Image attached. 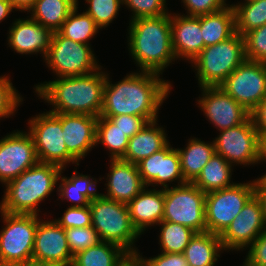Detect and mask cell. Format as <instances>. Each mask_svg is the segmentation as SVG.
I'll use <instances>...</instances> for the list:
<instances>
[{
    "instance_id": "6da1fadb",
    "label": "cell",
    "mask_w": 266,
    "mask_h": 266,
    "mask_svg": "<svg viewBox=\"0 0 266 266\" xmlns=\"http://www.w3.org/2000/svg\"><path fill=\"white\" fill-rule=\"evenodd\" d=\"M106 76L100 116L134 115L158 120L160 106L170 94L171 82L152 72H132L112 84ZM169 93V94H168Z\"/></svg>"
},
{
    "instance_id": "7a4b0ae2",
    "label": "cell",
    "mask_w": 266,
    "mask_h": 266,
    "mask_svg": "<svg viewBox=\"0 0 266 266\" xmlns=\"http://www.w3.org/2000/svg\"><path fill=\"white\" fill-rule=\"evenodd\" d=\"M100 68L84 76L59 77L38 83V97L52 105L50 113L86 114L99 117L103 107L107 73Z\"/></svg>"
},
{
    "instance_id": "3957f363",
    "label": "cell",
    "mask_w": 266,
    "mask_h": 266,
    "mask_svg": "<svg viewBox=\"0 0 266 266\" xmlns=\"http://www.w3.org/2000/svg\"><path fill=\"white\" fill-rule=\"evenodd\" d=\"M171 14L130 21L128 51L140 67L139 71L162 75L164 69L176 60L172 46Z\"/></svg>"
},
{
    "instance_id": "277c9868",
    "label": "cell",
    "mask_w": 266,
    "mask_h": 266,
    "mask_svg": "<svg viewBox=\"0 0 266 266\" xmlns=\"http://www.w3.org/2000/svg\"><path fill=\"white\" fill-rule=\"evenodd\" d=\"M62 168L47 163H38L8 182L0 210L9 214L39 215V203L47 198L58 185Z\"/></svg>"
},
{
    "instance_id": "5b68a950",
    "label": "cell",
    "mask_w": 266,
    "mask_h": 266,
    "mask_svg": "<svg viewBox=\"0 0 266 266\" xmlns=\"http://www.w3.org/2000/svg\"><path fill=\"white\" fill-rule=\"evenodd\" d=\"M89 207L91 226L101 241L117 244L131 256L139 251L134 244L141 234L131 222L127 204L113 201L100 193L90 201Z\"/></svg>"
},
{
    "instance_id": "8992f818",
    "label": "cell",
    "mask_w": 266,
    "mask_h": 266,
    "mask_svg": "<svg viewBox=\"0 0 266 266\" xmlns=\"http://www.w3.org/2000/svg\"><path fill=\"white\" fill-rule=\"evenodd\" d=\"M245 60L244 37L235 32L222 42L204 47L191 65L199 87H219Z\"/></svg>"
},
{
    "instance_id": "52a82bcc",
    "label": "cell",
    "mask_w": 266,
    "mask_h": 266,
    "mask_svg": "<svg viewBox=\"0 0 266 266\" xmlns=\"http://www.w3.org/2000/svg\"><path fill=\"white\" fill-rule=\"evenodd\" d=\"M0 213L5 225L0 231V260L13 266L32 260L39 215Z\"/></svg>"
},
{
    "instance_id": "ba28073f",
    "label": "cell",
    "mask_w": 266,
    "mask_h": 266,
    "mask_svg": "<svg viewBox=\"0 0 266 266\" xmlns=\"http://www.w3.org/2000/svg\"><path fill=\"white\" fill-rule=\"evenodd\" d=\"M90 46L66 38L58 31L53 32L45 63L58 78L94 73L102 66Z\"/></svg>"
},
{
    "instance_id": "9c48e42d",
    "label": "cell",
    "mask_w": 266,
    "mask_h": 266,
    "mask_svg": "<svg viewBox=\"0 0 266 266\" xmlns=\"http://www.w3.org/2000/svg\"><path fill=\"white\" fill-rule=\"evenodd\" d=\"M163 221L177 223L196 233L206 232L205 196L193 183L164 189Z\"/></svg>"
},
{
    "instance_id": "30bf717a",
    "label": "cell",
    "mask_w": 266,
    "mask_h": 266,
    "mask_svg": "<svg viewBox=\"0 0 266 266\" xmlns=\"http://www.w3.org/2000/svg\"><path fill=\"white\" fill-rule=\"evenodd\" d=\"M254 196V180L206 193V232L221 235Z\"/></svg>"
},
{
    "instance_id": "8fae6325",
    "label": "cell",
    "mask_w": 266,
    "mask_h": 266,
    "mask_svg": "<svg viewBox=\"0 0 266 266\" xmlns=\"http://www.w3.org/2000/svg\"><path fill=\"white\" fill-rule=\"evenodd\" d=\"M28 125L40 163L54 164L61 168H66L70 162L79 165L66 148L61 122L52 113L47 111L33 116Z\"/></svg>"
},
{
    "instance_id": "7c38bea8",
    "label": "cell",
    "mask_w": 266,
    "mask_h": 266,
    "mask_svg": "<svg viewBox=\"0 0 266 266\" xmlns=\"http://www.w3.org/2000/svg\"><path fill=\"white\" fill-rule=\"evenodd\" d=\"M219 87L251 113L266 97V63L246 59Z\"/></svg>"
},
{
    "instance_id": "4fadbf2b",
    "label": "cell",
    "mask_w": 266,
    "mask_h": 266,
    "mask_svg": "<svg viewBox=\"0 0 266 266\" xmlns=\"http://www.w3.org/2000/svg\"><path fill=\"white\" fill-rule=\"evenodd\" d=\"M215 153L233 167L255 165L258 161L259 134L251 116L238 126L221 130L213 140Z\"/></svg>"
},
{
    "instance_id": "5bb4252c",
    "label": "cell",
    "mask_w": 266,
    "mask_h": 266,
    "mask_svg": "<svg viewBox=\"0 0 266 266\" xmlns=\"http://www.w3.org/2000/svg\"><path fill=\"white\" fill-rule=\"evenodd\" d=\"M39 163L29 132L15 131L0 139V182L6 185Z\"/></svg>"
},
{
    "instance_id": "9a60e30c",
    "label": "cell",
    "mask_w": 266,
    "mask_h": 266,
    "mask_svg": "<svg viewBox=\"0 0 266 266\" xmlns=\"http://www.w3.org/2000/svg\"><path fill=\"white\" fill-rule=\"evenodd\" d=\"M200 90L202 95L197 104L219 131L238 126L250 117V112L221 87H200Z\"/></svg>"
},
{
    "instance_id": "2e32d148",
    "label": "cell",
    "mask_w": 266,
    "mask_h": 266,
    "mask_svg": "<svg viewBox=\"0 0 266 266\" xmlns=\"http://www.w3.org/2000/svg\"><path fill=\"white\" fill-rule=\"evenodd\" d=\"M265 229L262 207L254 195L220 235V240L225 251H240L247 249Z\"/></svg>"
},
{
    "instance_id": "e0dca14e",
    "label": "cell",
    "mask_w": 266,
    "mask_h": 266,
    "mask_svg": "<svg viewBox=\"0 0 266 266\" xmlns=\"http://www.w3.org/2000/svg\"><path fill=\"white\" fill-rule=\"evenodd\" d=\"M73 257L65 229L54 219H41L35 233L32 260L53 266H71Z\"/></svg>"
},
{
    "instance_id": "ac0fdd59",
    "label": "cell",
    "mask_w": 266,
    "mask_h": 266,
    "mask_svg": "<svg viewBox=\"0 0 266 266\" xmlns=\"http://www.w3.org/2000/svg\"><path fill=\"white\" fill-rule=\"evenodd\" d=\"M137 167L146 186L160 185L165 189L173 181H177L178 185L187 183L182 175L178 151L170 143L160 151L142 159L137 163Z\"/></svg>"
},
{
    "instance_id": "d6986e66",
    "label": "cell",
    "mask_w": 266,
    "mask_h": 266,
    "mask_svg": "<svg viewBox=\"0 0 266 266\" xmlns=\"http://www.w3.org/2000/svg\"><path fill=\"white\" fill-rule=\"evenodd\" d=\"M60 122L68 152L79 162L96 145L98 117L86 114L52 113Z\"/></svg>"
},
{
    "instance_id": "ffe728a7",
    "label": "cell",
    "mask_w": 266,
    "mask_h": 266,
    "mask_svg": "<svg viewBox=\"0 0 266 266\" xmlns=\"http://www.w3.org/2000/svg\"><path fill=\"white\" fill-rule=\"evenodd\" d=\"M10 27L7 38L10 48L22 55L40 53L46 57L53 35L51 30L31 17L16 19Z\"/></svg>"
},
{
    "instance_id": "44dd1931",
    "label": "cell",
    "mask_w": 266,
    "mask_h": 266,
    "mask_svg": "<svg viewBox=\"0 0 266 266\" xmlns=\"http://www.w3.org/2000/svg\"><path fill=\"white\" fill-rule=\"evenodd\" d=\"M109 168L110 172L105 178L107 193L101 194L104 197L128 204L146 187L137 164L111 159Z\"/></svg>"
},
{
    "instance_id": "7402d4cb",
    "label": "cell",
    "mask_w": 266,
    "mask_h": 266,
    "mask_svg": "<svg viewBox=\"0 0 266 266\" xmlns=\"http://www.w3.org/2000/svg\"><path fill=\"white\" fill-rule=\"evenodd\" d=\"M171 15L172 46L176 60L182 58L192 62L203 50L201 15Z\"/></svg>"
},
{
    "instance_id": "603a6c76",
    "label": "cell",
    "mask_w": 266,
    "mask_h": 266,
    "mask_svg": "<svg viewBox=\"0 0 266 266\" xmlns=\"http://www.w3.org/2000/svg\"><path fill=\"white\" fill-rule=\"evenodd\" d=\"M147 188L127 204L131 222L141 235L148 227L163 221L164 215V189Z\"/></svg>"
},
{
    "instance_id": "cb8c5ba5",
    "label": "cell",
    "mask_w": 266,
    "mask_h": 266,
    "mask_svg": "<svg viewBox=\"0 0 266 266\" xmlns=\"http://www.w3.org/2000/svg\"><path fill=\"white\" fill-rule=\"evenodd\" d=\"M157 125H159L157 120L148 122L139 132L129 138L127 150L121 160L137 164L142 159L163 149L169 140L164 128Z\"/></svg>"
},
{
    "instance_id": "d4e9b609",
    "label": "cell",
    "mask_w": 266,
    "mask_h": 266,
    "mask_svg": "<svg viewBox=\"0 0 266 266\" xmlns=\"http://www.w3.org/2000/svg\"><path fill=\"white\" fill-rule=\"evenodd\" d=\"M64 170L65 167L62 168L58 177V181L60 182L61 180L62 182L57 188L58 199L62 201L67 199V201L73 202L70 207L89 206L90 201L100 194L96 191L98 180L91 178L89 175L80 174L77 171H74L71 177H65L61 175Z\"/></svg>"
},
{
    "instance_id": "484cf974",
    "label": "cell",
    "mask_w": 266,
    "mask_h": 266,
    "mask_svg": "<svg viewBox=\"0 0 266 266\" xmlns=\"http://www.w3.org/2000/svg\"><path fill=\"white\" fill-rule=\"evenodd\" d=\"M130 257L121 246L100 241L74 255L71 266H123Z\"/></svg>"
},
{
    "instance_id": "4316f807",
    "label": "cell",
    "mask_w": 266,
    "mask_h": 266,
    "mask_svg": "<svg viewBox=\"0 0 266 266\" xmlns=\"http://www.w3.org/2000/svg\"><path fill=\"white\" fill-rule=\"evenodd\" d=\"M223 251L219 235L203 232L194 235L183 255L188 266H214Z\"/></svg>"
},
{
    "instance_id": "83f0119b",
    "label": "cell",
    "mask_w": 266,
    "mask_h": 266,
    "mask_svg": "<svg viewBox=\"0 0 266 266\" xmlns=\"http://www.w3.org/2000/svg\"><path fill=\"white\" fill-rule=\"evenodd\" d=\"M180 157L182 175L186 182L192 183L202 168L215 154L214 142H204L198 138L188 139L187 147L176 148Z\"/></svg>"
},
{
    "instance_id": "f1b7e54d",
    "label": "cell",
    "mask_w": 266,
    "mask_h": 266,
    "mask_svg": "<svg viewBox=\"0 0 266 266\" xmlns=\"http://www.w3.org/2000/svg\"><path fill=\"white\" fill-rule=\"evenodd\" d=\"M201 33L204 47L222 42L235 33V13L229 4L224 9L201 15Z\"/></svg>"
},
{
    "instance_id": "f546056e",
    "label": "cell",
    "mask_w": 266,
    "mask_h": 266,
    "mask_svg": "<svg viewBox=\"0 0 266 266\" xmlns=\"http://www.w3.org/2000/svg\"><path fill=\"white\" fill-rule=\"evenodd\" d=\"M77 5L78 0H36L27 12L33 20L56 32Z\"/></svg>"
},
{
    "instance_id": "4dcf8cb0",
    "label": "cell",
    "mask_w": 266,
    "mask_h": 266,
    "mask_svg": "<svg viewBox=\"0 0 266 266\" xmlns=\"http://www.w3.org/2000/svg\"><path fill=\"white\" fill-rule=\"evenodd\" d=\"M232 168L228 161L215 153L192 183L204 193L231 187L235 184L231 182Z\"/></svg>"
},
{
    "instance_id": "1f68e13d",
    "label": "cell",
    "mask_w": 266,
    "mask_h": 266,
    "mask_svg": "<svg viewBox=\"0 0 266 266\" xmlns=\"http://www.w3.org/2000/svg\"><path fill=\"white\" fill-rule=\"evenodd\" d=\"M231 6L235 13V32L241 36L266 24V0L238 2Z\"/></svg>"
},
{
    "instance_id": "d6a6232c",
    "label": "cell",
    "mask_w": 266,
    "mask_h": 266,
    "mask_svg": "<svg viewBox=\"0 0 266 266\" xmlns=\"http://www.w3.org/2000/svg\"><path fill=\"white\" fill-rule=\"evenodd\" d=\"M78 6L71 11L58 32L77 43L90 45L89 40L98 33L100 27L86 12L78 14Z\"/></svg>"
},
{
    "instance_id": "836d02e7",
    "label": "cell",
    "mask_w": 266,
    "mask_h": 266,
    "mask_svg": "<svg viewBox=\"0 0 266 266\" xmlns=\"http://www.w3.org/2000/svg\"><path fill=\"white\" fill-rule=\"evenodd\" d=\"M129 137L106 117L99 116L96 125V145L108 148L111 159H121L128 147Z\"/></svg>"
},
{
    "instance_id": "e575fe53",
    "label": "cell",
    "mask_w": 266,
    "mask_h": 266,
    "mask_svg": "<svg viewBox=\"0 0 266 266\" xmlns=\"http://www.w3.org/2000/svg\"><path fill=\"white\" fill-rule=\"evenodd\" d=\"M160 228L159 245L161 252L164 253H183L189 241L196 234L184 225L172 223L169 221H161L158 226Z\"/></svg>"
},
{
    "instance_id": "d590c367",
    "label": "cell",
    "mask_w": 266,
    "mask_h": 266,
    "mask_svg": "<svg viewBox=\"0 0 266 266\" xmlns=\"http://www.w3.org/2000/svg\"><path fill=\"white\" fill-rule=\"evenodd\" d=\"M89 7L86 13L100 27L105 29L116 18L123 0H85Z\"/></svg>"
},
{
    "instance_id": "8d00e7d4",
    "label": "cell",
    "mask_w": 266,
    "mask_h": 266,
    "mask_svg": "<svg viewBox=\"0 0 266 266\" xmlns=\"http://www.w3.org/2000/svg\"><path fill=\"white\" fill-rule=\"evenodd\" d=\"M65 235L73 256L101 241L97 231L92 226L68 228L65 229Z\"/></svg>"
},
{
    "instance_id": "74e56055",
    "label": "cell",
    "mask_w": 266,
    "mask_h": 266,
    "mask_svg": "<svg viewBox=\"0 0 266 266\" xmlns=\"http://www.w3.org/2000/svg\"><path fill=\"white\" fill-rule=\"evenodd\" d=\"M243 37L246 59L266 63V24L247 32Z\"/></svg>"
},
{
    "instance_id": "f35d334b",
    "label": "cell",
    "mask_w": 266,
    "mask_h": 266,
    "mask_svg": "<svg viewBox=\"0 0 266 266\" xmlns=\"http://www.w3.org/2000/svg\"><path fill=\"white\" fill-rule=\"evenodd\" d=\"M123 5L132 11L131 20L159 17L169 13L166 0H123Z\"/></svg>"
},
{
    "instance_id": "ab89813d",
    "label": "cell",
    "mask_w": 266,
    "mask_h": 266,
    "mask_svg": "<svg viewBox=\"0 0 266 266\" xmlns=\"http://www.w3.org/2000/svg\"><path fill=\"white\" fill-rule=\"evenodd\" d=\"M22 101L23 98L13 86L10 77L0 76V119L13 116Z\"/></svg>"
},
{
    "instance_id": "60d3db41",
    "label": "cell",
    "mask_w": 266,
    "mask_h": 266,
    "mask_svg": "<svg viewBox=\"0 0 266 266\" xmlns=\"http://www.w3.org/2000/svg\"><path fill=\"white\" fill-rule=\"evenodd\" d=\"M91 210L85 207H67L63 216L55 221L64 229L91 226Z\"/></svg>"
},
{
    "instance_id": "b9f144b4",
    "label": "cell",
    "mask_w": 266,
    "mask_h": 266,
    "mask_svg": "<svg viewBox=\"0 0 266 266\" xmlns=\"http://www.w3.org/2000/svg\"><path fill=\"white\" fill-rule=\"evenodd\" d=\"M188 16L211 14L224 9L229 4L226 0H182Z\"/></svg>"
},
{
    "instance_id": "7bdbcfd3",
    "label": "cell",
    "mask_w": 266,
    "mask_h": 266,
    "mask_svg": "<svg viewBox=\"0 0 266 266\" xmlns=\"http://www.w3.org/2000/svg\"><path fill=\"white\" fill-rule=\"evenodd\" d=\"M134 257L142 264V266H188L183 253L161 252L157 256L148 259L142 257L138 251Z\"/></svg>"
},
{
    "instance_id": "ee69618b",
    "label": "cell",
    "mask_w": 266,
    "mask_h": 266,
    "mask_svg": "<svg viewBox=\"0 0 266 266\" xmlns=\"http://www.w3.org/2000/svg\"><path fill=\"white\" fill-rule=\"evenodd\" d=\"M112 121L126 136L131 138L139 132L148 121L144 117L134 115L102 116Z\"/></svg>"
},
{
    "instance_id": "f6af8a7d",
    "label": "cell",
    "mask_w": 266,
    "mask_h": 266,
    "mask_svg": "<svg viewBox=\"0 0 266 266\" xmlns=\"http://www.w3.org/2000/svg\"><path fill=\"white\" fill-rule=\"evenodd\" d=\"M245 258L251 266H266V229L248 247Z\"/></svg>"
},
{
    "instance_id": "bcb514c9",
    "label": "cell",
    "mask_w": 266,
    "mask_h": 266,
    "mask_svg": "<svg viewBox=\"0 0 266 266\" xmlns=\"http://www.w3.org/2000/svg\"><path fill=\"white\" fill-rule=\"evenodd\" d=\"M259 135H266V97L250 113Z\"/></svg>"
},
{
    "instance_id": "7dc6e473",
    "label": "cell",
    "mask_w": 266,
    "mask_h": 266,
    "mask_svg": "<svg viewBox=\"0 0 266 266\" xmlns=\"http://www.w3.org/2000/svg\"><path fill=\"white\" fill-rule=\"evenodd\" d=\"M254 195L260 201L264 221L266 224V178L259 177L254 180Z\"/></svg>"
},
{
    "instance_id": "c3c4849f",
    "label": "cell",
    "mask_w": 266,
    "mask_h": 266,
    "mask_svg": "<svg viewBox=\"0 0 266 266\" xmlns=\"http://www.w3.org/2000/svg\"><path fill=\"white\" fill-rule=\"evenodd\" d=\"M13 10L17 11L8 0H0V22L8 17Z\"/></svg>"
},
{
    "instance_id": "681fc988",
    "label": "cell",
    "mask_w": 266,
    "mask_h": 266,
    "mask_svg": "<svg viewBox=\"0 0 266 266\" xmlns=\"http://www.w3.org/2000/svg\"><path fill=\"white\" fill-rule=\"evenodd\" d=\"M266 162V135H259V147H258V161L260 162ZM261 177L266 178V173L262 175Z\"/></svg>"
},
{
    "instance_id": "f907efd6",
    "label": "cell",
    "mask_w": 266,
    "mask_h": 266,
    "mask_svg": "<svg viewBox=\"0 0 266 266\" xmlns=\"http://www.w3.org/2000/svg\"><path fill=\"white\" fill-rule=\"evenodd\" d=\"M16 9L17 11H28L36 2V0H8Z\"/></svg>"
},
{
    "instance_id": "816d5d0a",
    "label": "cell",
    "mask_w": 266,
    "mask_h": 266,
    "mask_svg": "<svg viewBox=\"0 0 266 266\" xmlns=\"http://www.w3.org/2000/svg\"><path fill=\"white\" fill-rule=\"evenodd\" d=\"M14 266H53V265L42 263V262H37L34 260H30V261H26V262H23L21 264H17Z\"/></svg>"
},
{
    "instance_id": "f5cc1de1",
    "label": "cell",
    "mask_w": 266,
    "mask_h": 266,
    "mask_svg": "<svg viewBox=\"0 0 266 266\" xmlns=\"http://www.w3.org/2000/svg\"><path fill=\"white\" fill-rule=\"evenodd\" d=\"M123 266H142V264L134 256H131Z\"/></svg>"
},
{
    "instance_id": "db71d44e",
    "label": "cell",
    "mask_w": 266,
    "mask_h": 266,
    "mask_svg": "<svg viewBox=\"0 0 266 266\" xmlns=\"http://www.w3.org/2000/svg\"><path fill=\"white\" fill-rule=\"evenodd\" d=\"M0 266H13V265L6 264L5 262H3V261L0 260Z\"/></svg>"
},
{
    "instance_id": "11a10c76",
    "label": "cell",
    "mask_w": 266,
    "mask_h": 266,
    "mask_svg": "<svg viewBox=\"0 0 266 266\" xmlns=\"http://www.w3.org/2000/svg\"><path fill=\"white\" fill-rule=\"evenodd\" d=\"M242 266H251L248 262L244 261Z\"/></svg>"
}]
</instances>
